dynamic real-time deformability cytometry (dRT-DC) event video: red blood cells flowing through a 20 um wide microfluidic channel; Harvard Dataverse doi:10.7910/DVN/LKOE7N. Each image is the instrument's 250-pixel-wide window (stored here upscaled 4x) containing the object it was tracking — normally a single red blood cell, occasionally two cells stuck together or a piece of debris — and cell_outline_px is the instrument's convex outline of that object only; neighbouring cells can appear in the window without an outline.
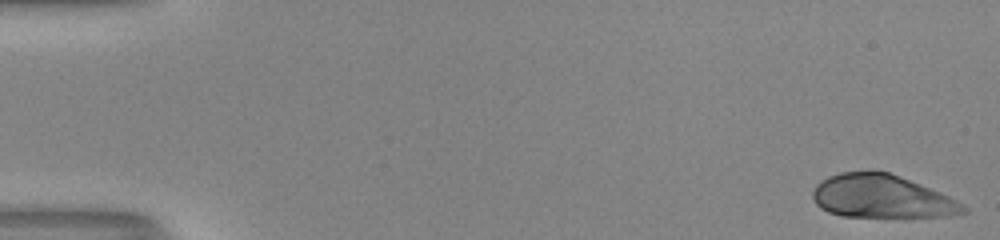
{"species": "human", "species_latin": "Homo sapiens", "temperature_condition": "room temperature", "stored_images_in_passage": 52, "camera_frame_rate_fps": 3000, "um_per_image_px": 0.085, "donor": {"sex": "male"}, "frame": {"image": 1, "passage_image": 1, "time_ms": 0.0, "image_size_px": [1000, 240], "cell_outline_px": [[968, 212], [948, 216], [904, 220], [844, 216], [828, 212], [820, 208], [816, 204], [812, 196], [812, 192], [816, 184], [820, 180], [828, 176], [840, 172], [888, 172], [940, 192], [956, 200], [968, 208]], "centroid_in_image_um": [74.97, 16.77], "position_along_channel_um": 10.0, "area_um2": 38.9}}
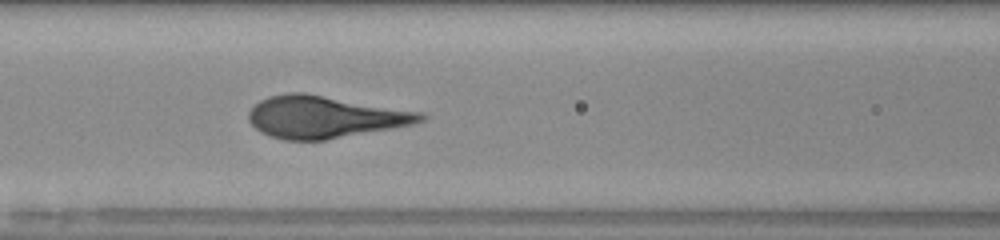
{"frame": {"image": 2, "passage_image": 23, "time_ms": 7.333, "image_size_px": [1000, 240], "cell_outline_px": [[428, 116], [424, 120], [412, 124], [392, 128], [324, 140], [284, 140], [268, 136], [260, 132], [248, 120], [248, 112], [260, 100], [268, 96], [288, 92], [304, 92], [424, 112]], "centroid_in_image_um": [27.59, 9.93], "position_along_channel_um": 139.0, "area_um2": 42.31}}
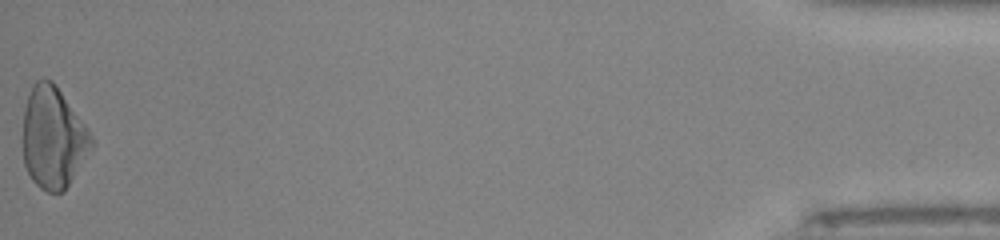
{"frame": {"image": 3, "passage_image": 52, "time_ms": 17.0, "image_size_px": [1000, 240], "cell_outline_px": [[92, 144], [64, 192], [48, 192], [40, 188], [32, 180], [24, 164], [24, 108], [32, 84], [36, 80], [44, 76], [52, 80], [88, 128], [92, 136]], "centroid_in_image_um": [4.49, 11.67], "position_along_channel_um": 430.7, "area_um2": 39.94}}